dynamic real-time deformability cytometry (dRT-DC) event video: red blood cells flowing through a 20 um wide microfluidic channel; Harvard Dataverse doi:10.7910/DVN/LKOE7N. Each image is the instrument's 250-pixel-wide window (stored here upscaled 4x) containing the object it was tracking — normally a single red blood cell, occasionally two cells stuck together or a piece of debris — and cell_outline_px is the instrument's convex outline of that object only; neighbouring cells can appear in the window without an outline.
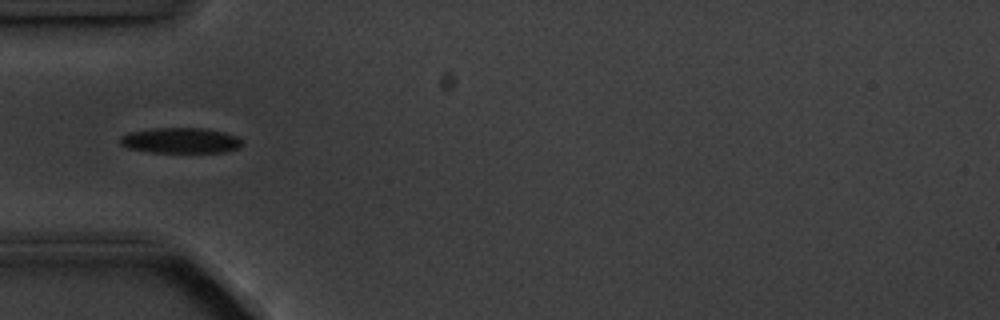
{"species": "common noctule bat (a hibernating species)", "species_latin": "Nyctalus noctula", "temperature_condition": "cold", "stored_images_in_passage": 6, "camera_frame_rate_fps": 3000, "um_per_image_px": 0.085, "animal": {"sex": "male", "body_mass_g": 20.1, "forearm_length_mm": 53.5}, "frame": {"image": 1, "passage_image": 2, "time_ms": 1.0, "image_size_px": [1000, 320], "cell_outline_px": [[240, 148], [224, 152], [152, 152], [128, 148], [120, 144], [120, 136], [128, 132], [152, 128], [204, 128], [224, 132], [236, 136], [240, 140]], "centroid_in_image_um": [15.31, 11.93], "position_along_channel_um": 69.7, "area_um2": 18.09}}